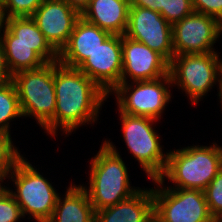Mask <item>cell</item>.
<instances>
[{
  "label": "cell",
  "mask_w": 222,
  "mask_h": 222,
  "mask_svg": "<svg viewBox=\"0 0 222 222\" xmlns=\"http://www.w3.org/2000/svg\"><path fill=\"white\" fill-rule=\"evenodd\" d=\"M54 87L56 108L54 136L61 130L67 136L82 125L94 124L108 95L78 68L55 62Z\"/></svg>",
  "instance_id": "6da1fadb"
},
{
  "label": "cell",
  "mask_w": 222,
  "mask_h": 222,
  "mask_svg": "<svg viewBox=\"0 0 222 222\" xmlns=\"http://www.w3.org/2000/svg\"><path fill=\"white\" fill-rule=\"evenodd\" d=\"M115 144L105 140L90 162L87 191L94 211L105 209L130 198L140 187L130 186L127 167Z\"/></svg>",
  "instance_id": "7a4b0ae2"
},
{
  "label": "cell",
  "mask_w": 222,
  "mask_h": 222,
  "mask_svg": "<svg viewBox=\"0 0 222 222\" xmlns=\"http://www.w3.org/2000/svg\"><path fill=\"white\" fill-rule=\"evenodd\" d=\"M212 144L170 150L166 168L158 179L172 182L169 188L204 190L222 169V146Z\"/></svg>",
  "instance_id": "3957f363"
},
{
  "label": "cell",
  "mask_w": 222,
  "mask_h": 222,
  "mask_svg": "<svg viewBox=\"0 0 222 222\" xmlns=\"http://www.w3.org/2000/svg\"><path fill=\"white\" fill-rule=\"evenodd\" d=\"M54 71L55 62H50L36 69L19 71L12 77L23 116H33L52 137L56 108Z\"/></svg>",
  "instance_id": "277c9868"
},
{
  "label": "cell",
  "mask_w": 222,
  "mask_h": 222,
  "mask_svg": "<svg viewBox=\"0 0 222 222\" xmlns=\"http://www.w3.org/2000/svg\"><path fill=\"white\" fill-rule=\"evenodd\" d=\"M22 157L7 176L11 177L15 191L6 187L12 194L23 217L30 216L37 222H48L54 212L59 193L43 175Z\"/></svg>",
  "instance_id": "5b68a950"
},
{
  "label": "cell",
  "mask_w": 222,
  "mask_h": 222,
  "mask_svg": "<svg viewBox=\"0 0 222 222\" xmlns=\"http://www.w3.org/2000/svg\"><path fill=\"white\" fill-rule=\"evenodd\" d=\"M219 56L217 52L182 54L169 62L172 85L184 91L192 105H197L214 84H218L219 96L222 63Z\"/></svg>",
  "instance_id": "8992f818"
},
{
  "label": "cell",
  "mask_w": 222,
  "mask_h": 222,
  "mask_svg": "<svg viewBox=\"0 0 222 222\" xmlns=\"http://www.w3.org/2000/svg\"><path fill=\"white\" fill-rule=\"evenodd\" d=\"M119 113L126 148L141 165L148 178L158 179L166 168L168 158V152H162L160 133L154 130V122L158 120Z\"/></svg>",
  "instance_id": "52a82bcc"
},
{
  "label": "cell",
  "mask_w": 222,
  "mask_h": 222,
  "mask_svg": "<svg viewBox=\"0 0 222 222\" xmlns=\"http://www.w3.org/2000/svg\"><path fill=\"white\" fill-rule=\"evenodd\" d=\"M154 221L156 222H216L211 216L203 190L165 187L163 181L152 180Z\"/></svg>",
  "instance_id": "ba28073f"
},
{
  "label": "cell",
  "mask_w": 222,
  "mask_h": 222,
  "mask_svg": "<svg viewBox=\"0 0 222 222\" xmlns=\"http://www.w3.org/2000/svg\"><path fill=\"white\" fill-rule=\"evenodd\" d=\"M171 86L168 74L156 80L120 83L111 93L116 96L118 112L159 120L171 101Z\"/></svg>",
  "instance_id": "9c48e42d"
},
{
  "label": "cell",
  "mask_w": 222,
  "mask_h": 222,
  "mask_svg": "<svg viewBox=\"0 0 222 222\" xmlns=\"http://www.w3.org/2000/svg\"><path fill=\"white\" fill-rule=\"evenodd\" d=\"M222 34V24L212 16L193 12L172 25L174 56L217 52L214 44Z\"/></svg>",
  "instance_id": "30bf717a"
},
{
  "label": "cell",
  "mask_w": 222,
  "mask_h": 222,
  "mask_svg": "<svg viewBox=\"0 0 222 222\" xmlns=\"http://www.w3.org/2000/svg\"><path fill=\"white\" fill-rule=\"evenodd\" d=\"M125 36L147 45L168 62L174 57L172 25L159 12L130 6Z\"/></svg>",
  "instance_id": "8fae6325"
},
{
  "label": "cell",
  "mask_w": 222,
  "mask_h": 222,
  "mask_svg": "<svg viewBox=\"0 0 222 222\" xmlns=\"http://www.w3.org/2000/svg\"><path fill=\"white\" fill-rule=\"evenodd\" d=\"M121 46V83L156 80L169 74V62L147 45L122 35Z\"/></svg>",
  "instance_id": "7c38bea8"
},
{
  "label": "cell",
  "mask_w": 222,
  "mask_h": 222,
  "mask_svg": "<svg viewBox=\"0 0 222 222\" xmlns=\"http://www.w3.org/2000/svg\"><path fill=\"white\" fill-rule=\"evenodd\" d=\"M78 69L108 95L121 83L122 46L120 35H110Z\"/></svg>",
  "instance_id": "4fadbf2b"
},
{
  "label": "cell",
  "mask_w": 222,
  "mask_h": 222,
  "mask_svg": "<svg viewBox=\"0 0 222 222\" xmlns=\"http://www.w3.org/2000/svg\"><path fill=\"white\" fill-rule=\"evenodd\" d=\"M80 13L63 0H44L31 18L59 54L68 43Z\"/></svg>",
  "instance_id": "5bb4252c"
},
{
  "label": "cell",
  "mask_w": 222,
  "mask_h": 222,
  "mask_svg": "<svg viewBox=\"0 0 222 222\" xmlns=\"http://www.w3.org/2000/svg\"><path fill=\"white\" fill-rule=\"evenodd\" d=\"M111 34L80 17L68 43L58 54V62L78 68Z\"/></svg>",
  "instance_id": "9a60e30c"
},
{
  "label": "cell",
  "mask_w": 222,
  "mask_h": 222,
  "mask_svg": "<svg viewBox=\"0 0 222 222\" xmlns=\"http://www.w3.org/2000/svg\"><path fill=\"white\" fill-rule=\"evenodd\" d=\"M0 38L2 43H25L31 45L33 51L45 63L58 61V53L47 42L31 17L3 18Z\"/></svg>",
  "instance_id": "2e32d148"
},
{
  "label": "cell",
  "mask_w": 222,
  "mask_h": 222,
  "mask_svg": "<svg viewBox=\"0 0 222 222\" xmlns=\"http://www.w3.org/2000/svg\"><path fill=\"white\" fill-rule=\"evenodd\" d=\"M152 188H142L130 198L95 212V222H153Z\"/></svg>",
  "instance_id": "e0dca14e"
},
{
  "label": "cell",
  "mask_w": 222,
  "mask_h": 222,
  "mask_svg": "<svg viewBox=\"0 0 222 222\" xmlns=\"http://www.w3.org/2000/svg\"><path fill=\"white\" fill-rule=\"evenodd\" d=\"M129 0H90L81 17L111 35H125L128 26Z\"/></svg>",
  "instance_id": "ac0fdd59"
},
{
  "label": "cell",
  "mask_w": 222,
  "mask_h": 222,
  "mask_svg": "<svg viewBox=\"0 0 222 222\" xmlns=\"http://www.w3.org/2000/svg\"><path fill=\"white\" fill-rule=\"evenodd\" d=\"M48 222H95V211L87 191L80 184L69 185L65 197L58 196Z\"/></svg>",
  "instance_id": "d6986e66"
},
{
  "label": "cell",
  "mask_w": 222,
  "mask_h": 222,
  "mask_svg": "<svg viewBox=\"0 0 222 222\" xmlns=\"http://www.w3.org/2000/svg\"><path fill=\"white\" fill-rule=\"evenodd\" d=\"M8 67L12 74L22 70L36 69L46 64L34 51L31 45L25 43H3Z\"/></svg>",
  "instance_id": "ffe728a7"
},
{
  "label": "cell",
  "mask_w": 222,
  "mask_h": 222,
  "mask_svg": "<svg viewBox=\"0 0 222 222\" xmlns=\"http://www.w3.org/2000/svg\"><path fill=\"white\" fill-rule=\"evenodd\" d=\"M24 117L14 83L8 81L0 84V132L10 134V121Z\"/></svg>",
  "instance_id": "44dd1931"
},
{
  "label": "cell",
  "mask_w": 222,
  "mask_h": 222,
  "mask_svg": "<svg viewBox=\"0 0 222 222\" xmlns=\"http://www.w3.org/2000/svg\"><path fill=\"white\" fill-rule=\"evenodd\" d=\"M11 138V134L0 132V182L2 183L23 157Z\"/></svg>",
  "instance_id": "7402d4cb"
},
{
  "label": "cell",
  "mask_w": 222,
  "mask_h": 222,
  "mask_svg": "<svg viewBox=\"0 0 222 222\" xmlns=\"http://www.w3.org/2000/svg\"><path fill=\"white\" fill-rule=\"evenodd\" d=\"M194 12L191 0H160V14L171 24Z\"/></svg>",
  "instance_id": "603a6c76"
},
{
  "label": "cell",
  "mask_w": 222,
  "mask_h": 222,
  "mask_svg": "<svg viewBox=\"0 0 222 222\" xmlns=\"http://www.w3.org/2000/svg\"><path fill=\"white\" fill-rule=\"evenodd\" d=\"M203 191L209 212L217 221L222 216V169Z\"/></svg>",
  "instance_id": "cb8c5ba5"
},
{
  "label": "cell",
  "mask_w": 222,
  "mask_h": 222,
  "mask_svg": "<svg viewBox=\"0 0 222 222\" xmlns=\"http://www.w3.org/2000/svg\"><path fill=\"white\" fill-rule=\"evenodd\" d=\"M44 0H3L2 17H31Z\"/></svg>",
  "instance_id": "d4e9b609"
},
{
  "label": "cell",
  "mask_w": 222,
  "mask_h": 222,
  "mask_svg": "<svg viewBox=\"0 0 222 222\" xmlns=\"http://www.w3.org/2000/svg\"><path fill=\"white\" fill-rule=\"evenodd\" d=\"M20 218H24L21 208L4 185L0 190V222H18Z\"/></svg>",
  "instance_id": "484cf974"
},
{
  "label": "cell",
  "mask_w": 222,
  "mask_h": 222,
  "mask_svg": "<svg viewBox=\"0 0 222 222\" xmlns=\"http://www.w3.org/2000/svg\"><path fill=\"white\" fill-rule=\"evenodd\" d=\"M194 12L212 16L222 24V0H191Z\"/></svg>",
  "instance_id": "4316f807"
},
{
  "label": "cell",
  "mask_w": 222,
  "mask_h": 222,
  "mask_svg": "<svg viewBox=\"0 0 222 222\" xmlns=\"http://www.w3.org/2000/svg\"><path fill=\"white\" fill-rule=\"evenodd\" d=\"M13 74L11 73L5 55L2 40L0 38V84L12 81Z\"/></svg>",
  "instance_id": "83f0119b"
},
{
  "label": "cell",
  "mask_w": 222,
  "mask_h": 222,
  "mask_svg": "<svg viewBox=\"0 0 222 222\" xmlns=\"http://www.w3.org/2000/svg\"><path fill=\"white\" fill-rule=\"evenodd\" d=\"M130 6L142 7L160 13V0H129Z\"/></svg>",
  "instance_id": "f1b7e54d"
},
{
  "label": "cell",
  "mask_w": 222,
  "mask_h": 222,
  "mask_svg": "<svg viewBox=\"0 0 222 222\" xmlns=\"http://www.w3.org/2000/svg\"><path fill=\"white\" fill-rule=\"evenodd\" d=\"M80 14L88 6L90 0H63Z\"/></svg>",
  "instance_id": "f546056e"
},
{
  "label": "cell",
  "mask_w": 222,
  "mask_h": 222,
  "mask_svg": "<svg viewBox=\"0 0 222 222\" xmlns=\"http://www.w3.org/2000/svg\"><path fill=\"white\" fill-rule=\"evenodd\" d=\"M219 95H222V63H221V78H220V93Z\"/></svg>",
  "instance_id": "4dcf8cb0"
},
{
  "label": "cell",
  "mask_w": 222,
  "mask_h": 222,
  "mask_svg": "<svg viewBox=\"0 0 222 222\" xmlns=\"http://www.w3.org/2000/svg\"><path fill=\"white\" fill-rule=\"evenodd\" d=\"M2 25H3V17H2V14L0 13V30H1Z\"/></svg>",
  "instance_id": "1f68e13d"
},
{
  "label": "cell",
  "mask_w": 222,
  "mask_h": 222,
  "mask_svg": "<svg viewBox=\"0 0 222 222\" xmlns=\"http://www.w3.org/2000/svg\"><path fill=\"white\" fill-rule=\"evenodd\" d=\"M3 0H0V13L2 14Z\"/></svg>",
  "instance_id": "d6a6232c"
},
{
  "label": "cell",
  "mask_w": 222,
  "mask_h": 222,
  "mask_svg": "<svg viewBox=\"0 0 222 222\" xmlns=\"http://www.w3.org/2000/svg\"><path fill=\"white\" fill-rule=\"evenodd\" d=\"M219 100H220L221 105H222V95H219Z\"/></svg>",
  "instance_id": "836d02e7"
},
{
  "label": "cell",
  "mask_w": 222,
  "mask_h": 222,
  "mask_svg": "<svg viewBox=\"0 0 222 222\" xmlns=\"http://www.w3.org/2000/svg\"><path fill=\"white\" fill-rule=\"evenodd\" d=\"M216 222H222V216Z\"/></svg>",
  "instance_id": "e575fe53"
},
{
  "label": "cell",
  "mask_w": 222,
  "mask_h": 222,
  "mask_svg": "<svg viewBox=\"0 0 222 222\" xmlns=\"http://www.w3.org/2000/svg\"><path fill=\"white\" fill-rule=\"evenodd\" d=\"M2 183L0 182V190L4 187L3 185H1Z\"/></svg>",
  "instance_id": "d590c367"
}]
</instances>
